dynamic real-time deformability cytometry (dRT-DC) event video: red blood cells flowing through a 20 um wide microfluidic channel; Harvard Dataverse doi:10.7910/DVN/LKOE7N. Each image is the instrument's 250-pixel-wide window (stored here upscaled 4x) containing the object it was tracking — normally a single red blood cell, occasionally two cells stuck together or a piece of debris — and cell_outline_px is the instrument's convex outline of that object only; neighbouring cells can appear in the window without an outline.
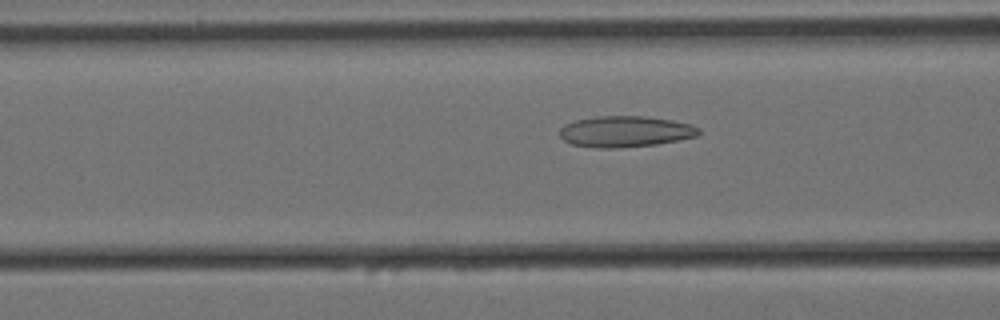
{"species": "Egyptian fruit bat (a non-hibernating species)", "species_latin": "Rousettus aegyptiacus", "temperature_condition": "cold", "stored_images_in_passage": 46, "camera_frame_rate_fps": 3000, "um_per_image_px": 0.085, "animal": {"sex": "female"}, "frame": {"image": 1, "passage_image": 9, "time_ms": 2.667, "image_size_px": [1000, 320], "cell_outline_px": [[700, 132], [696, 136], [680, 140], [656, 144], [620, 148], [596, 148], [572, 144], [564, 140], [560, 136], [560, 128], [564, 124], [576, 120], [596, 116], [644, 116], [672, 120], [692, 124], [700, 128]], "centroid_in_image_um": [53.16, 11.18], "position_along_channel_um": 113.4, "area_um2": 25.32}}
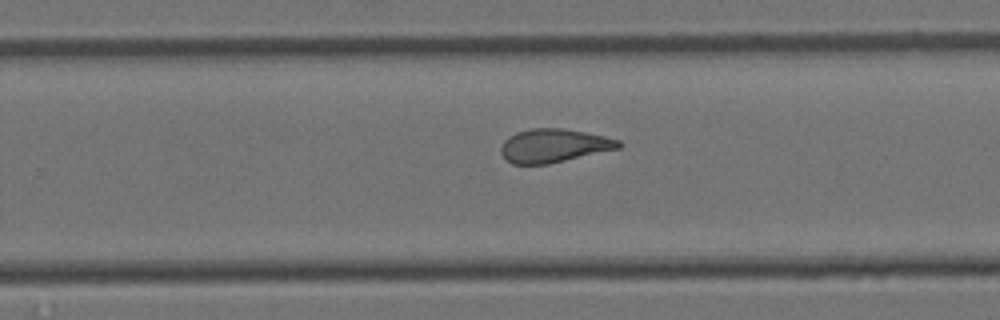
{"frame": {"image": 2, "passage_image": 24, "time_ms": 7.667, "image_size_px": [1000, 320], "cell_outline_px": [[624, 144], [620, 148], [548, 164], [512, 164], [500, 152], [500, 148], [504, 140], [508, 136], [516, 132], [532, 128], [564, 128], [604, 136], [620, 140]], "centroid_in_image_um": [47.08, 12.37], "position_along_channel_um": 282.7, "area_um2": 23.0}}
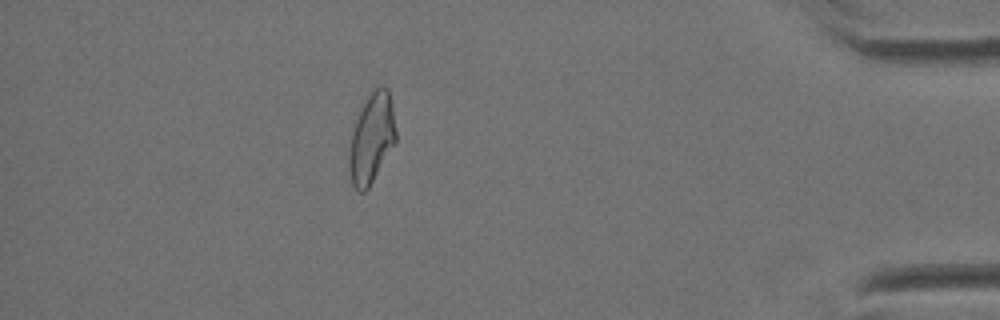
{"frame": {"image": 3, "passage_image": 39, "time_ms": 12.667, "image_size_px": [1000, 320], "cell_outline_px": [[396, 140], [368, 188], [364, 192], [360, 192], [352, 184], [348, 168], [348, 156], [352, 132], [356, 120], [368, 96], [380, 84], [384, 84], [388, 88], [392, 108], [396, 132]], "centroid_in_image_um": [31.57, 11.76], "position_along_channel_um": 403.6, "area_um2": 23.99}, "authors_computed_cell_mechanics": {"area_um2": 23.8425, "velocity_mm_per_s": 3.3884, "shape_relaxation_time_tau1_ms": null, "shape_relaxation_time_tau2_ms": 2.2316, "deformation_change_tau1": null, "deformation_change_tau2": 0.0975}}